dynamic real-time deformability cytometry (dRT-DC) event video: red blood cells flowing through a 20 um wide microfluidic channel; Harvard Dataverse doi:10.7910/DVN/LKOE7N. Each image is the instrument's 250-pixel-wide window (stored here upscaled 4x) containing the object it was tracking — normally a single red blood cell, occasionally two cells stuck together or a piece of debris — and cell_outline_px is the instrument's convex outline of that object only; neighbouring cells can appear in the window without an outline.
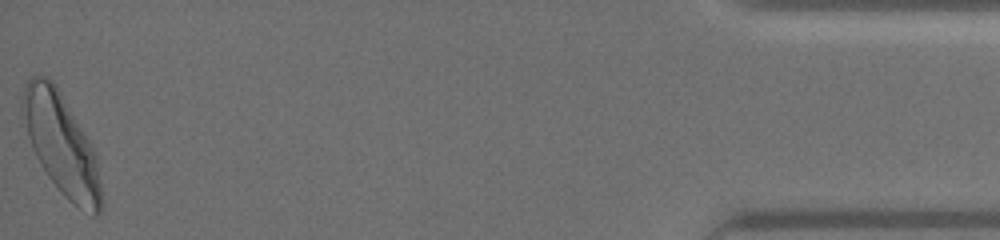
{"species": "human", "species_latin": "Homo sapiens", "temperature_condition": "warm", "stored_images_in_passage": 38, "camera_frame_rate_fps": 3000, "um_per_image_px": 0.085, "donor": {"sex": "male"}, "frame": {"image": 1, "passage_image": 38, "time_ms": 12.333, "image_size_px": [1000, 240], "cell_outline_px": [[100, 212], [96, 216], [72, 204], [64, 196], [48, 176], [40, 164], [32, 148], [28, 136], [20, 108], [20, 100], [24, 84], [32, 76], [48, 76], [56, 84], [88, 140], [96, 156], [100, 184]], "centroid_in_image_um": [5.16, 12.2], "position_along_channel_um": 430.0, "area_um2": 45.6}}